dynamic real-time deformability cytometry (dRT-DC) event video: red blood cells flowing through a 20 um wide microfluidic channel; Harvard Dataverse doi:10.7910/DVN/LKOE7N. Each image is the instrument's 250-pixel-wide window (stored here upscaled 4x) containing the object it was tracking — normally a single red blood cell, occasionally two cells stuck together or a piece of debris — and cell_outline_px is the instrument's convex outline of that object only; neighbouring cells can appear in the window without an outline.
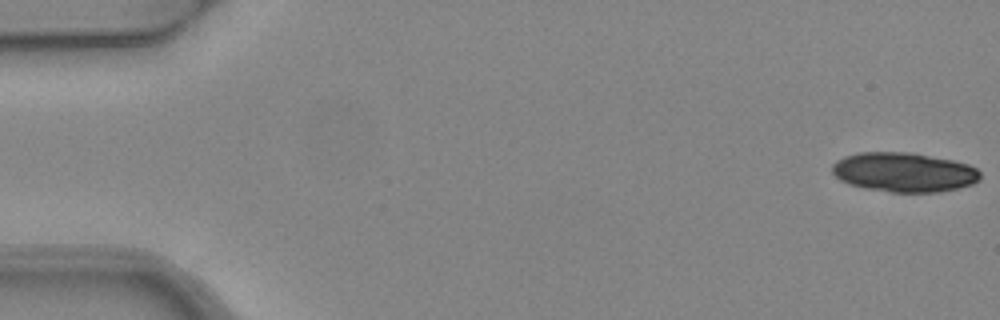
{"species": "common noctule bat (a hibernating species)", "species_latin": "Nyctalus noctula", "temperature_condition": "warm", "stored_images_in_passage": 7, "camera_frame_rate_fps": 3000, "um_per_image_px": 0.085, "animal": {"sex": "female", "body_mass_g": 24.6, "forearm_length_mm": 56.2}, "frame": {"image": 1, "passage_image": 1, "time_ms": 0.0, "image_size_px": [1000, 320], "cell_outline_px": [[980, 180], [972, 184], [960, 188], [940, 192], [888, 192], [864, 188], [848, 184], [840, 180], [832, 172], [832, 164], [836, 160], [844, 156], [860, 152], [904, 152], [952, 160], [968, 164], [976, 168], [980, 172]], "centroid_in_image_um": [76.82, 14.65], "position_along_channel_um": 8.2, "area_um2": 34.1}}